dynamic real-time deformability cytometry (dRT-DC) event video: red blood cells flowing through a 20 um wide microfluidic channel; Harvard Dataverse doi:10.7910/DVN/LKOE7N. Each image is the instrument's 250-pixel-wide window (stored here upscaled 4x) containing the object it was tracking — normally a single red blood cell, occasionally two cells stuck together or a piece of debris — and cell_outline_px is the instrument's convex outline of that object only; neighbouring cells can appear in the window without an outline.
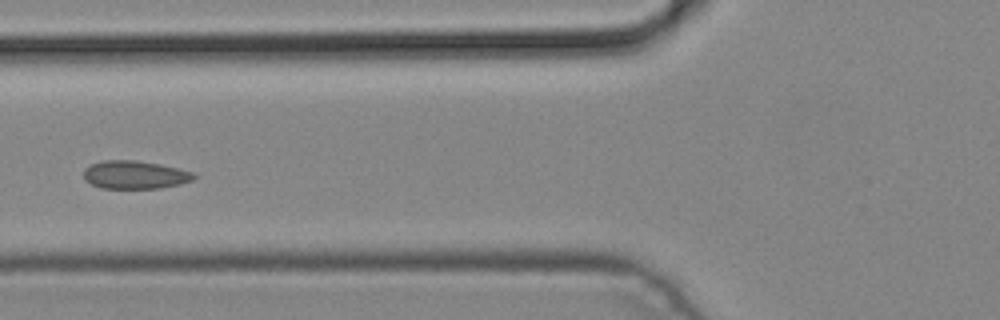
{"species": "common noctule bat (a hibernating species)", "species_latin": "Nyctalus noctula", "temperature_condition": "cold", "stored_images_in_passage": 3, "camera_frame_rate_fps": 3000, "um_per_image_px": 0.085, "animal": {"sex": "male", "body_mass_g": 19.2, "forearm_length_mm": 51.8}, "frame": {"image": 1, "passage_image": 3, "time_ms": 0.667, "image_size_px": [1000, 320], "cell_outline_px": [[196, 176], [192, 180], [180, 184], [160, 188], [100, 188], [84, 180], [84, 168], [100, 160], [136, 160], [160, 164], [192, 172]], "centroid_in_image_um": [11.43, 14.85], "position_along_channel_um": 114.4, "area_um2": 18.03}}